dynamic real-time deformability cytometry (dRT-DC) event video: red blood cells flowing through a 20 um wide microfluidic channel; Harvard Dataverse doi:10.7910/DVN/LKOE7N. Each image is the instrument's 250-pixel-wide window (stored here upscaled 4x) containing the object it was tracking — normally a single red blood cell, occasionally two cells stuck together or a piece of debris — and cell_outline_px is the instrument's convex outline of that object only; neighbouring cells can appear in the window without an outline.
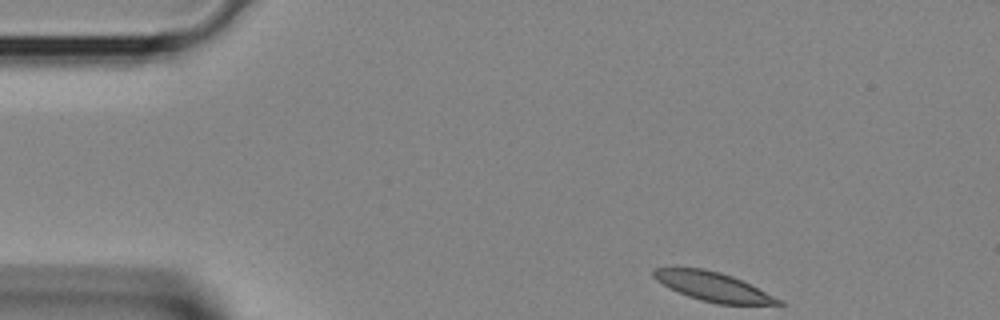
{"species": "Egyptian fruit bat (a non-hibernating species)", "species_latin": "Rousettus aegyptiacus", "temperature_condition": "room temperature", "stored_images_in_passage": 33, "camera_frame_rate_fps": 3000, "um_per_image_px": 0.085, "animal": {"sex": "female"}, "frame": {"image": 1, "passage_image": 1, "time_ms": 0.0, "image_size_px": [1000, 320], "cell_outline_px": [[784, 304], [716, 304], [700, 300], [688, 296], [668, 288], [656, 280], [652, 276], [652, 268], [704, 268], [720, 272], [732, 276], [784, 300]], "centroid_in_image_um": [60.59, 24.36], "position_along_channel_um": 24.4, "area_um2": 21.1}}
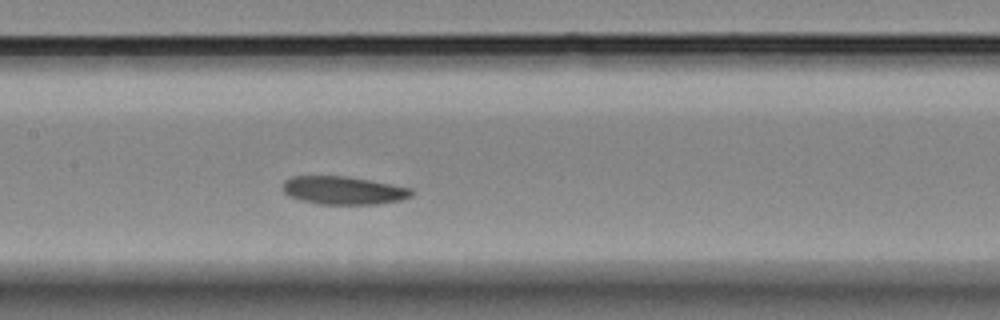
{"frame": {"image": 2, "passage_image": 14, "time_ms": 4.333, "image_size_px": [1000, 320], "cell_outline_px": [[412, 196], [400, 200], [376, 204], [320, 204], [300, 200], [288, 196], [284, 192], [284, 180], [292, 176], [344, 176], [368, 180], [412, 188]], "centroid_in_image_um": [29.17, 16.18], "position_along_channel_um": 178.2, "area_um2": 20.92}}
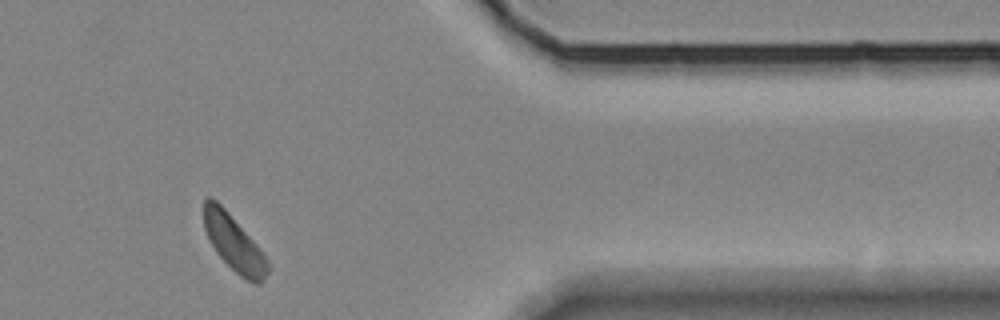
{"frame": {"image": 3, "passage_image": 28, "time_ms": 9.0, "image_size_px": [1000, 320], "cell_outline_px": [[268, 272], [260, 284], [256, 284], [244, 280], [216, 252], [204, 228], [204, 200], [208, 196], [216, 200], [228, 212], [256, 244], [268, 260]], "centroid_in_image_um": [19.88, 20.68], "position_along_channel_um": 391.5, "area_um2": 20.35}}